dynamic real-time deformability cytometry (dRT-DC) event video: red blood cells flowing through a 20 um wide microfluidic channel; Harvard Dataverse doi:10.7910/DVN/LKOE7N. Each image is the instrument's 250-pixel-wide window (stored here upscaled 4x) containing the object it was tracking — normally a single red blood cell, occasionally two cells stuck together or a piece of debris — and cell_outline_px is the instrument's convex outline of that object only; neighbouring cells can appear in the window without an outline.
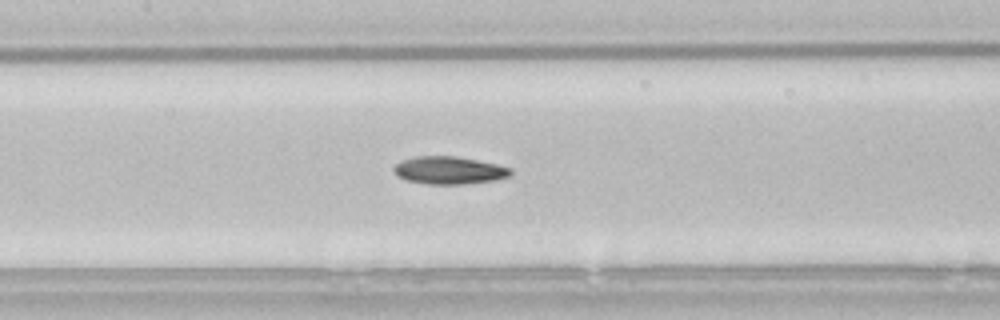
{"species": "common noctule bat (a hibernating species)", "species_latin": "Nyctalus noctula", "temperature_condition": "room temperature", "stored_images_in_passage": 50, "camera_frame_rate_fps": 3000, "um_per_image_px": 0.085, "animal": {"sex": "male", "body_mass_g": 21.5, "forearm_length_mm": 52.0}, "frame": {"image": 1, "passage_image": 22, "time_ms": 7.0, "image_size_px": [1000, 320], "cell_outline_px": [[512, 176], [492, 180], [464, 184], [424, 184], [408, 180], [396, 176], [392, 172], [392, 168], [400, 160], [416, 156], [456, 156], [496, 164], [512, 168]], "centroid_in_image_um": [38.13, 14.47], "position_along_channel_um": 169.3, "area_um2": 18.96}, "authors_computed_cell_mechanics": {"area_um2": 18.3226, "velocity_mm_per_s": 3.8397, "shape_relaxation_time_tau1_ms": null, "shape_relaxation_time_tau2_ms": 9.3811, "deformation_change_tau1": null, "deformation_change_tau2": 0.1923}}